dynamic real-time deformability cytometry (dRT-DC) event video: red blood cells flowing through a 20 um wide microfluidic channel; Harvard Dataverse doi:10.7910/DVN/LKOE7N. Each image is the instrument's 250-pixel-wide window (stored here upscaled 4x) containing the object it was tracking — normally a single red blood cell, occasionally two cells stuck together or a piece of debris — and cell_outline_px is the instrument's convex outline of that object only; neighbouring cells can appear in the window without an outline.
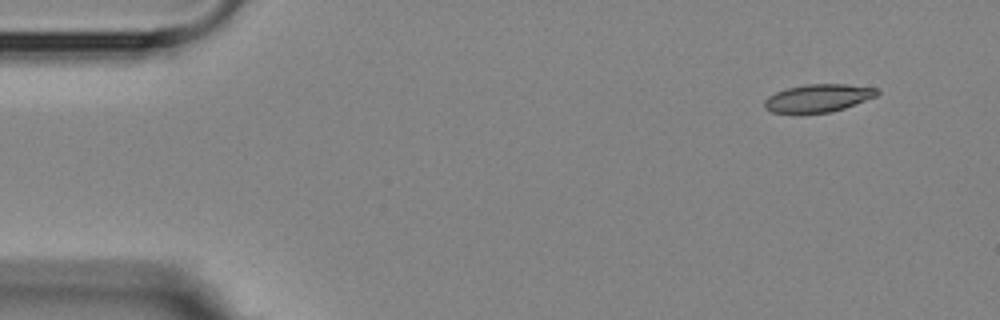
{"species": "Egyptian fruit bat (a non-hibernating species)", "species_latin": "Rousettus aegyptiacus", "temperature_condition": "room temperature", "stored_images_in_passage": 5, "camera_frame_rate_fps": 3000, "um_per_image_px": 0.085, "animal": {"sex": "female"}, "frame": {"image": 1, "passage_image": 1, "time_ms": 0.0, "image_size_px": [1000, 320], "cell_outline_px": [[880, 92], [876, 96], [844, 108], [832, 112], [800, 116], [772, 112], [764, 108], [764, 100], [768, 96], [776, 92], [788, 88], [804, 84], [848, 84], [876, 88]], "centroid_in_image_um": [69.48, 8.38], "position_along_channel_um": 15.5, "area_um2": 18.9}}
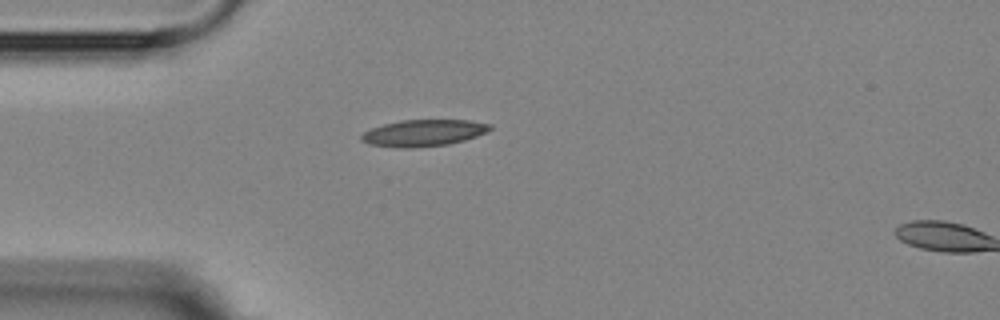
{"frame": {"image": 2, "passage_image": 4, "time_ms": 3.333, "image_size_px": [1000, 320], "cell_outline_px": [[492, 128], [488, 132], [464, 140], [448, 144], [412, 148], [400, 148], [368, 144], [360, 140], [360, 136], [364, 132], [372, 128], [384, 124], [400, 120], [468, 120], [492, 124]], "centroid_in_image_um": [36.0, 11.3], "position_along_channel_um": 49.0, "area_um2": 20.0}}